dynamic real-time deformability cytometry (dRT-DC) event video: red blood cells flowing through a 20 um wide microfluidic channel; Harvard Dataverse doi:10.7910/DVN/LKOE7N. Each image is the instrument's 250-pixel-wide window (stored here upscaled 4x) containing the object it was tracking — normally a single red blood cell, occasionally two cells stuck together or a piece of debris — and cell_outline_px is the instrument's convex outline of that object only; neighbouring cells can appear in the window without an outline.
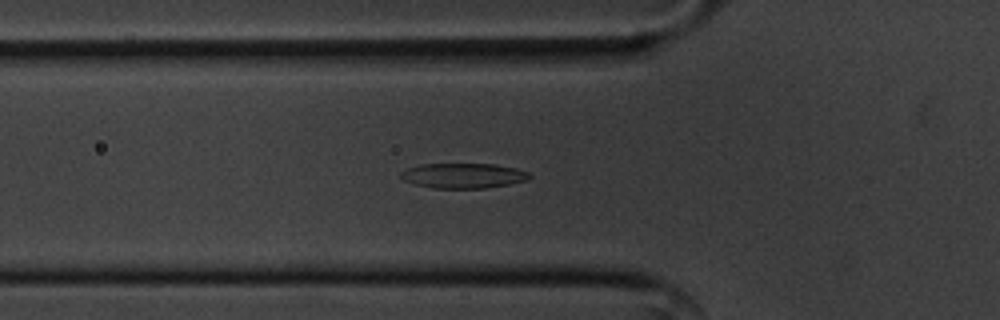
{"species": "common noctule bat (a hibernating species)", "species_latin": "Nyctalus noctula", "temperature_condition": "cold", "stored_images_in_passage": 55, "camera_frame_rate_fps": 3000, "um_per_image_px": 0.085, "animal": {"sex": "male", "body_mass_g": 20.1, "forearm_length_mm": 53.5}, "frame": {"image": 1, "passage_image": 18, "time_ms": 5.667, "image_size_px": [1000, 320], "cell_outline_px": [[532, 176], [528, 180], [508, 184], [484, 188], [432, 188], [416, 184], [404, 180], [400, 176], [400, 172], [408, 168], [420, 164], [496, 164], [516, 168], [528, 172]], "centroid_in_image_um": [39.39, 14.92], "position_along_channel_um": 86.4, "area_um2": 18.73}}
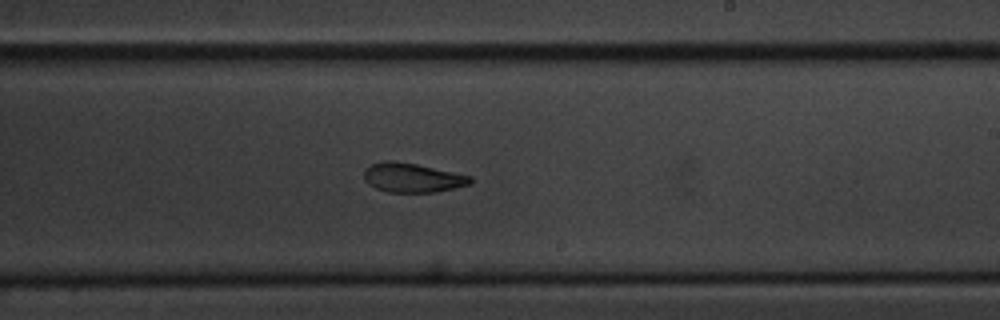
{"frame": {"image": 2, "passage_image": 32, "time_ms": 10.333, "image_size_px": [1000, 320], "cell_outline_px": [[472, 184], [436, 192], [388, 192], [376, 188], [368, 184], [364, 180], [364, 168], [372, 164], [384, 160], [396, 160], [416, 164], [472, 176]], "centroid_in_image_um": [35.03, 15.1], "position_along_channel_um": 254.0, "area_um2": 18.26}}
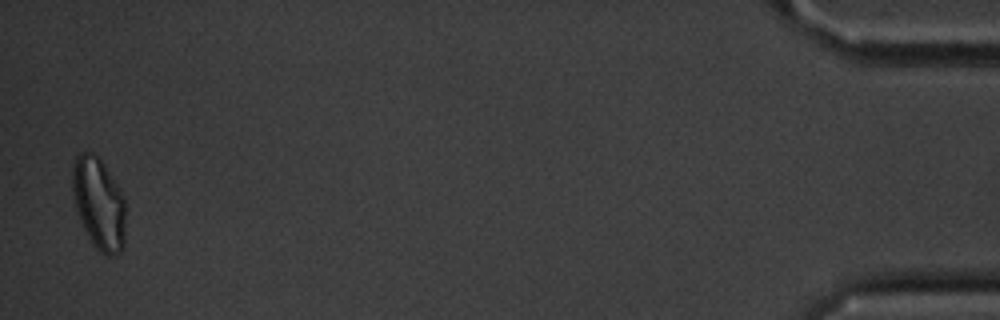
{"frame": {"image": 3, "passage_image": 54, "time_ms": 17.667, "image_size_px": [1000, 320], "cell_outline_px": [[124, 248], [116, 256], [108, 256], [100, 252], [96, 248], [88, 236], [76, 212], [72, 192], [72, 160], [80, 152], [92, 152], [104, 164], [124, 196]], "centroid_in_image_um": [8.38, 17.3], "position_along_channel_um": 426.8, "area_um2": 28.61}, "authors_computed_cell_mechanics": {"area_um2": 19.1318, "velocity_mm_per_s": 3.5847, "shape_relaxation_time_tau1_ms": 5.4276, "shape_relaxation_time_tau2_ms": 4.8326, "deformation_change_tau1": 0.1699, "deformation_change_tau2": 0.1318}}